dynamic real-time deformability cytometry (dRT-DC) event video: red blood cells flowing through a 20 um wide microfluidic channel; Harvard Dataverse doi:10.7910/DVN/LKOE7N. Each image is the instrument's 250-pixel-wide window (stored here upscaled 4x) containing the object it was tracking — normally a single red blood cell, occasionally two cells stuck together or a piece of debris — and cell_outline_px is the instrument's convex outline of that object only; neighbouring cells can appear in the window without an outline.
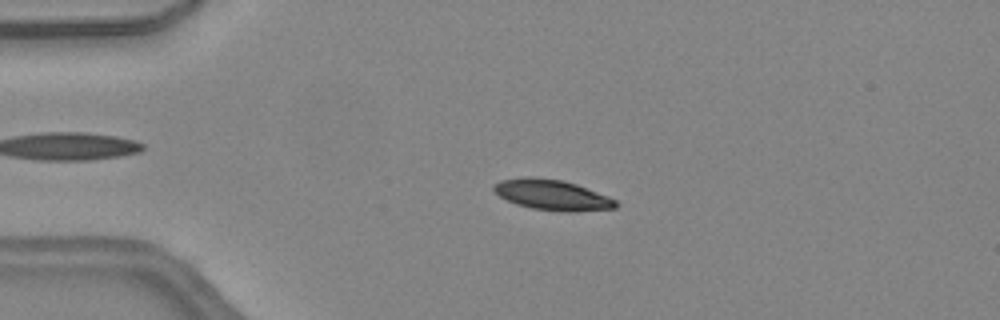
{"species": "common noctule bat (a hibernating species)", "species_latin": "Nyctalus noctula", "temperature_condition": "warm", "stored_images_in_passage": 45, "camera_frame_rate_fps": 3000, "um_per_image_px": 0.085, "animal": {"sex": "female", "body_mass_g": 24.6, "forearm_length_mm": 56.2}, "frame": {"image": 1, "passage_image": 10, "time_ms": 3.0, "image_size_px": [1000, 320], "cell_outline_px": [[620, 204], [616, 208], [572, 212], [564, 212], [532, 208], [516, 204], [492, 192], [492, 184], [500, 180], [524, 176], [532, 176], [564, 180], [576, 184], [608, 196], [616, 200]], "centroid_in_image_um": [46.91, 16.55], "position_along_channel_um": 38.1, "area_um2": 21.96}}
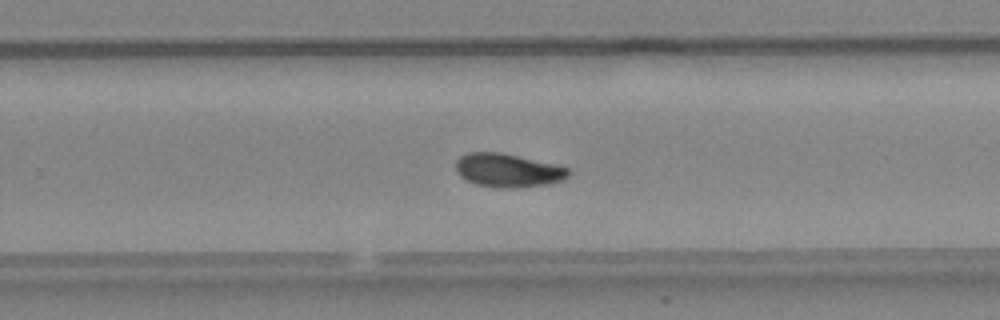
{"frame": {"image": 2, "passage_image": 29, "time_ms": 9.333, "image_size_px": [1000, 320], "cell_outline_px": [[572, 172], [564, 180], [548, 184], [516, 188], [496, 188], [476, 184], [460, 176], [456, 172], [456, 160], [460, 156], [468, 152], [500, 152], [556, 164], [568, 168]], "centroid_in_image_um": [43.19, 14.48], "position_along_channel_um": 286.6, "area_um2": 22.25}}
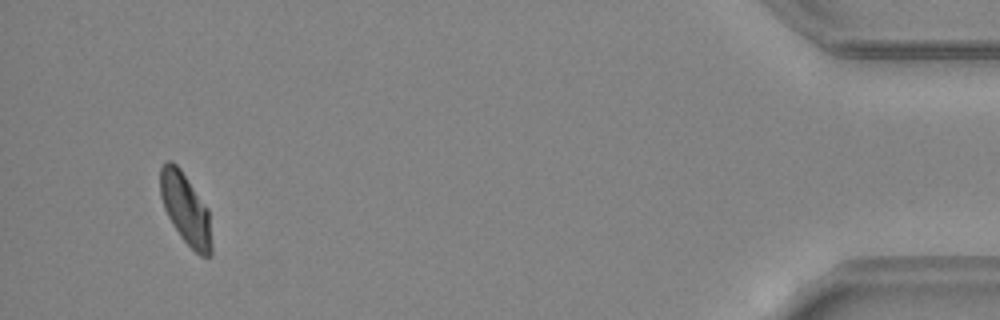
{"frame": {"image": 3, "passage_image": 43, "time_ms": 14.0, "image_size_px": [1000, 320], "cell_outline_px": [[212, 256], [200, 256], [180, 236], [172, 224], [164, 208], [160, 196], [160, 168], [168, 160], [172, 160], [180, 168], [208, 208], [212, 244]], "centroid_in_image_um": [15.78, 17.75], "position_along_channel_um": 419.4, "area_um2": 21.21}, "authors_computed_cell_mechanics": {"area_um2": 21.5016, "velocity_mm_per_s": 4.5061, "shape_relaxation_time_tau1_ms": 4.9111, "shape_relaxation_time_tau2_ms": null, "deformation_change_tau1": 0.1466, "deformation_change_tau2": null}}